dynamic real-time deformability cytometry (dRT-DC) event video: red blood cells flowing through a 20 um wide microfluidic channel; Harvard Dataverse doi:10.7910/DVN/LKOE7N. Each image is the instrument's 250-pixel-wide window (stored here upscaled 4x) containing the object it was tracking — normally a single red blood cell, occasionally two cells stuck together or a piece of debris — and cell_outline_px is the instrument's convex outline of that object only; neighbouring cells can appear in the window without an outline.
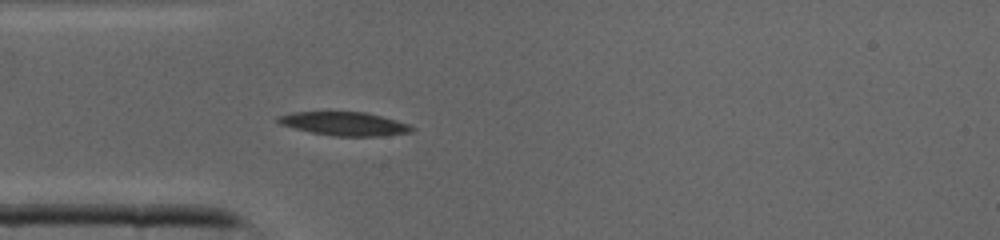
{"species": "common noctule bat (a hibernating species)", "species_latin": "Nyctalus noctula", "temperature_condition": "cold", "stored_images_in_passage": 31, "camera_frame_rate_fps": 3000, "um_per_image_px": 0.085, "animal": {"sex": "male", "body_mass_g": 19.0, "forearm_length_mm": 50.8}, "frame": {"image": 1, "passage_image": 1, "time_ms": 0.0, "image_size_px": [1000, 240], "cell_outline_px": [[416, 128], [412, 132], [384, 136], [332, 136], [312, 132], [280, 124], [276, 120], [276, 116], [292, 112], [364, 112], [396, 120], [408, 124]], "centroid_in_image_um": [29.29, 10.52], "position_along_channel_um": 55.7, "area_um2": 18.32}}
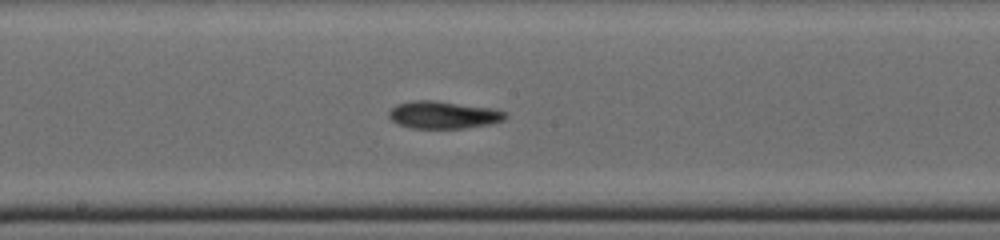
{"frame": {"image": 2, "passage_image": 11, "time_ms": 3.333, "image_size_px": [1000, 240], "cell_outline_px": [[508, 116], [504, 120], [488, 124], [464, 128], [412, 128], [396, 124], [388, 116], [388, 112], [396, 104], [416, 100], [432, 100], [488, 108], [504, 112]], "centroid_in_image_um": [37.62, 9.77], "position_along_channel_um": 210.6, "area_um2": 18.32}}
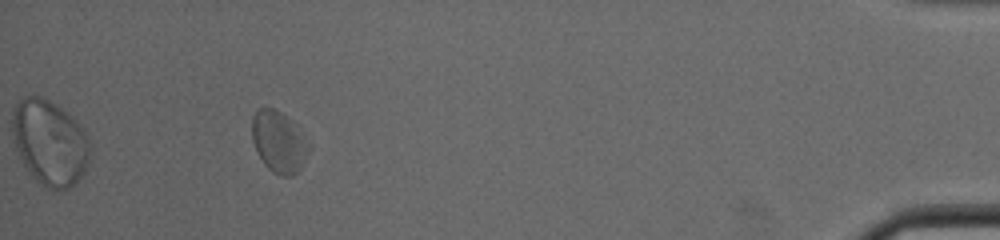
{"frame": {"image": 3, "passage_image": 28, "time_ms": 9.0, "image_size_px": [1000, 240], "cell_outline_px": [[308, 148], [304, 160], [300, 168], [292, 176], [280, 176], [272, 172], [264, 164], [252, 140], [252, 116], [260, 108], [272, 108], [280, 112], [288, 120]], "centroid_in_image_um": [23.6, 12.1], "position_along_channel_um": 411.6, "area_um2": 19.07}}